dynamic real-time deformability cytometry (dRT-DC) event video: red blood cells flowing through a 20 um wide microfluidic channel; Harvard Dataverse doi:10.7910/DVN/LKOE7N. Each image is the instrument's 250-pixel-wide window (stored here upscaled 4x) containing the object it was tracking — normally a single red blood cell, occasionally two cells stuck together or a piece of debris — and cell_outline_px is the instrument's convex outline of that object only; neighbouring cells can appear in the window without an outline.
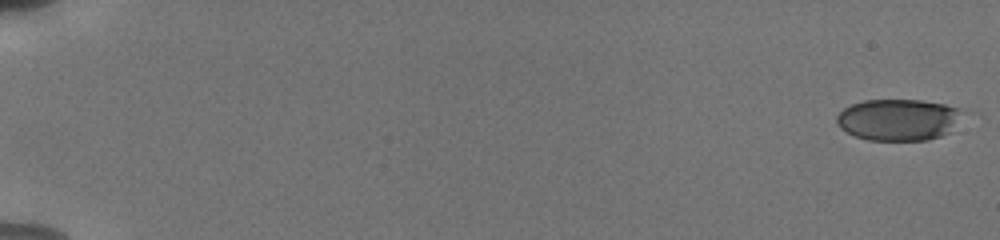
{"species": "human", "species_latin": "Homo sapiens", "temperature_condition": "cold", "stored_images_in_passage": 56, "camera_frame_rate_fps": 3000, "um_per_image_px": 0.085, "donor": {"sex": "male"}, "frame": {"image": 1, "passage_image": 1, "time_ms": 0.0, "image_size_px": [1000, 240], "cell_outline_px": [[960, 112], [948, 132], [940, 136], [928, 140], [868, 140], [856, 136], [840, 128], [836, 124], [836, 116], [844, 108], [852, 104], [864, 100], [920, 100], [944, 104], [956, 108]], "centroid_in_image_um": [76.26, 10.17], "position_along_channel_um": 8.7, "area_um2": 29.88}}
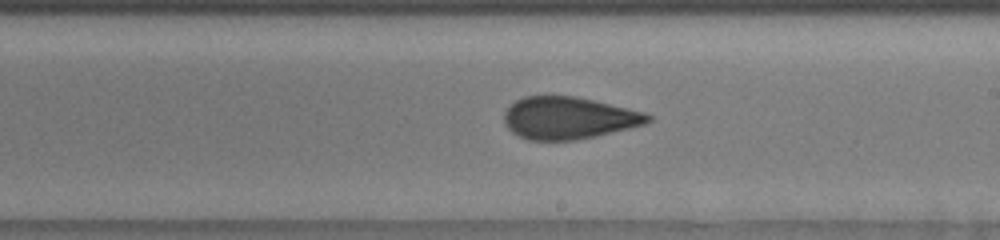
{"frame": {"image": 2, "passage_image": 35, "time_ms": 11.333, "image_size_px": [1000, 240], "cell_outline_px": [[652, 120], [644, 124], [596, 136], [572, 140], [528, 140], [512, 132], [504, 124], [504, 112], [516, 100], [524, 96], [544, 92], [576, 96], [628, 108], [644, 112], [652, 116]], "centroid_in_image_um": [48.28, 9.98], "position_along_channel_um": 240.7, "area_um2": 35.89}}
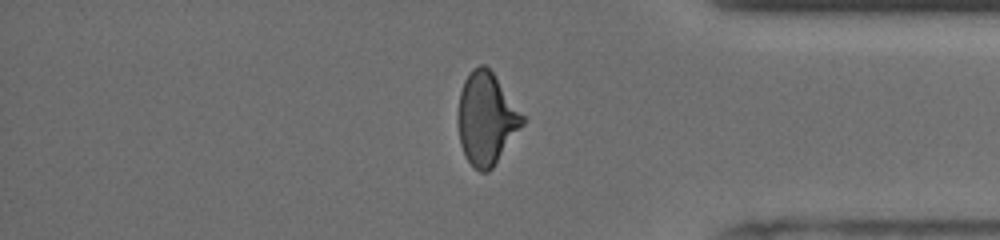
{"frame": {"image": 3, "passage_image": 48, "time_ms": 15.667, "image_size_px": [1000, 240], "cell_outline_px": [[524, 124], [492, 168], [488, 172], [480, 172], [464, 156], [460, 144], [456, 116], [460, 92], [464, 80], [472, 68], [480, 64], [484, 64], [492, 72], [524, 116]], "centroid_in_image_um": [41.3, 10.08], "position_along_channel_um": 393.9, "area_um2": 34.56}, "authors_computed_cell_mechanics": {"area_um2": 34.4488, "velocity_mm_per_s": 3.8187, "shape_relaxation_time_tau1_ms": 5.1596, "shape_relaxation_time_tau2_ms": 1.4531, "deformation_change_tau1": 0.1639, "deformation_change_tau2": 0.0848}}